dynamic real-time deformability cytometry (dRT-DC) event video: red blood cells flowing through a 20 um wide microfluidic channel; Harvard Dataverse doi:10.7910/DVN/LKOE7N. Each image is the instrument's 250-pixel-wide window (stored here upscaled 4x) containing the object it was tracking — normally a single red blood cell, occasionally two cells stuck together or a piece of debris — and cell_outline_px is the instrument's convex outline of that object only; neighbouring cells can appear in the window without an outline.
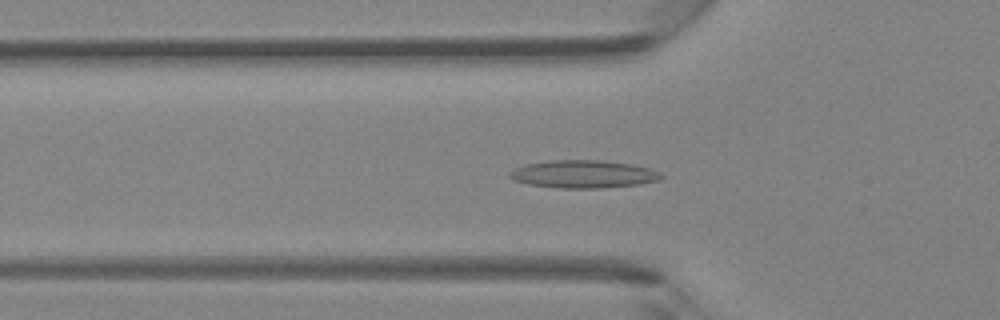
{"species": "Egyptian fruit bat (a non-hibernating species)", "species_latin": "Rousettus aegyptiacus", "temperature_condition": "room temperature", "stored_images_in_passage": 35, "camera_frame_rate_fps": 3000, "um_per_image_px": 0.085, "animal": {"sex": "female"}, "frame": {"image": 1, "passage_image": 4, "time_ms": 1.0, "image_size_px": [1000, 320], "cell_outline_px": [[664, 176], [660, 180], [640, 184], [600, 188], [556, 188], [528, 184], [516, 180], [508, 176], [508, 172], [524, 164], [548, 160], [604, 160], [632, 164], [648, 168], [660, 172]], "centroid_in_image_um": [49.59, 14.79], "position_along_channel_um": 76.2, "area_um2": 24.68}}
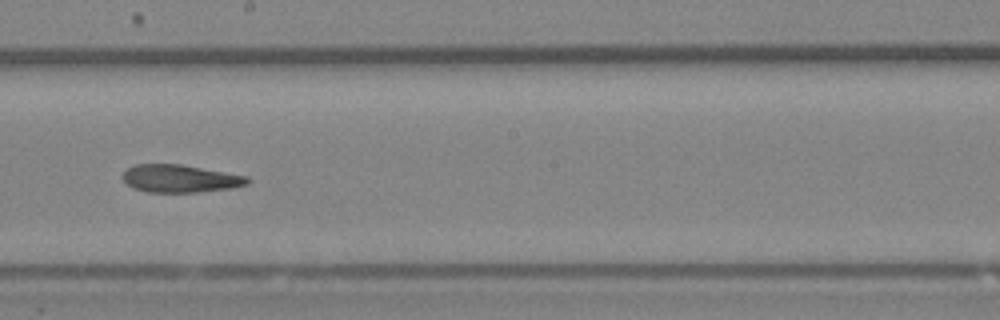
{"frame": {"image": 2, "passage_image": 15, "time_ms": 4.667, "image_size_px": [1000, 320], "cell_outline_px": [[252, 180], [248, 184], [232, 188], [196, 192], [148, 192], [136, 188], [128, 184], [120, 176], [132, 164], [180, 164], [248, 176]], "centroid_in_image_um": [15.33, 15.17], "position_along_channel_um": 232.9, "area_um2": 20.11}}
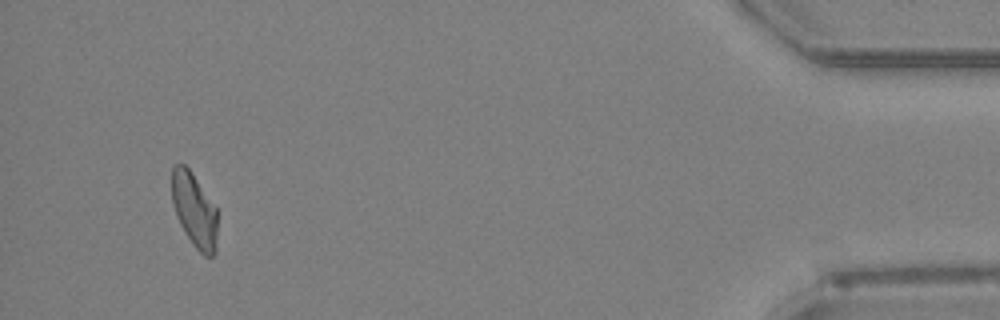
{"frame": {"image": 3, "passage_image": 33, "time_ms": 10.667, "image_size_px": [1000, 320], "cell_outline_px": [[216, 252], [212, 256], [204, 256], [192, 244], [180, 224], [176, 216], [172, 204], [172, 168], [176, 164], [184, 164], [188, 168], [216, 208]], "centroid_in_image_um": [16.5, 17.88], "position_along_channel_um": 418.7, "area_um2": 19.42}}